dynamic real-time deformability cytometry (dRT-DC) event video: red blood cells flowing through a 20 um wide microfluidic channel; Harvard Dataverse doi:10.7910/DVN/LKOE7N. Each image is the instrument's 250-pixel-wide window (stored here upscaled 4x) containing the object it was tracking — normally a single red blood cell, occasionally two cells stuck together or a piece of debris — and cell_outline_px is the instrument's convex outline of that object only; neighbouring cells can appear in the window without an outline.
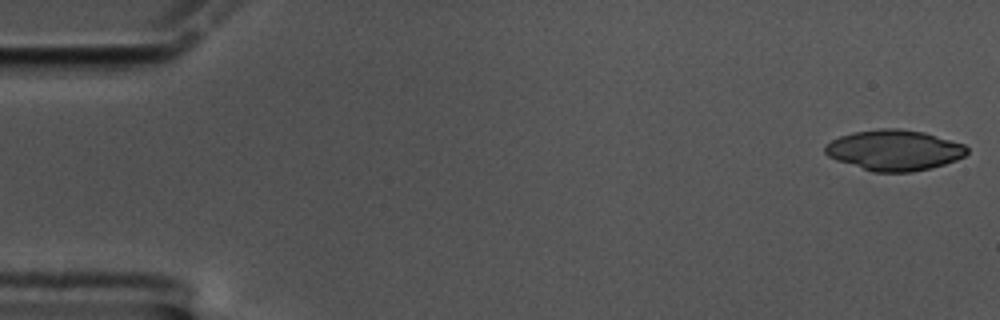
{"species": "common noctule bat (a hibernating species)", "species_latin": "Nyctalus noctula", "temperature_condition": "cold", "stored_images_in_passage": 16, "camera_frame_rate_fps": 3000, "um_per_image_px": 0.085, "animal": {"sex": "male", "body_mass_g": 17.5, "forearm_length_mm": 52.3}, "frame": {"image": 1, "passage_image": 1, "time_ms": 0.0, "image_size_px": [1000, 320], "cell_outline_px": [[968, 152], [964, 156], [956, 160], [932, 168], [912, 172], [872, 172], [836, 160], [828, 156], [824, 152], [824, 144], [840, 136], [852, 132], [880, 128], [900, 128], [924, 132], [964, 144], [968, 148]], "centroid_in_image_um": [75.99, 12.76], "position_along_channel_um": 9.0, "area_um2": 33.81}}